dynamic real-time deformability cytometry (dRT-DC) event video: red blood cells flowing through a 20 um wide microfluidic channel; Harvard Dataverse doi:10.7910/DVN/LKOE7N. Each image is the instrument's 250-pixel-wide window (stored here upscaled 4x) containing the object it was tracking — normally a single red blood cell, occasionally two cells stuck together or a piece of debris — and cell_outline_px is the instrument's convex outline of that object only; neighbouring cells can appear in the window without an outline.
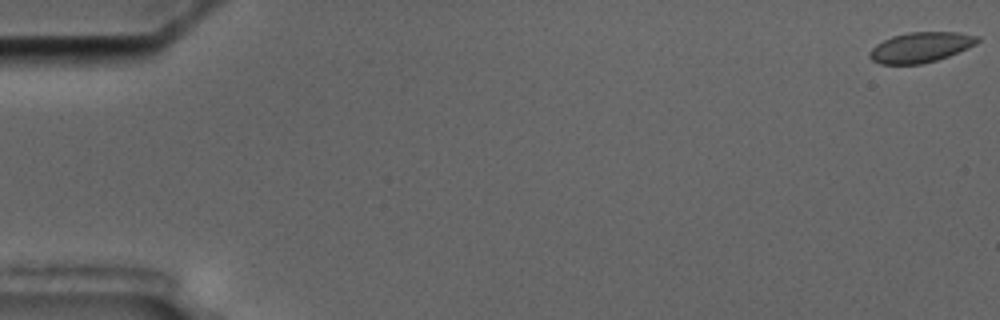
{"species": "common noctule bat (a hibernating species)", "species_latin": "Nyctalus noctula", "temperature_condition": "cold", "stored_images_in_passage": 10, "camera_frame_rate_fps": 3000, "um_per_image_px": 0.085, "animal": {"sex": "male", "body_mass_g": 17.5, "forearm_length_mm": 52.3}, "frame": {"image": 1, "passage_image": 1, "time_ms": 0.0, "image_size_px": [1000, 320], "cell_outline_px": [[980, 40], [976, 44], [968, 48], [948, 56], [936, 60], [920, 64], [880, 64], [872, 60], [868, 56], [868, 52], [876, 44], [892, 36], [908, 32], [960, 32], [980, 36]], "centroid_in_image_um": [78.26, 4.01], "position_along_channel_um": 6.7, "area_um2": 19.07}}